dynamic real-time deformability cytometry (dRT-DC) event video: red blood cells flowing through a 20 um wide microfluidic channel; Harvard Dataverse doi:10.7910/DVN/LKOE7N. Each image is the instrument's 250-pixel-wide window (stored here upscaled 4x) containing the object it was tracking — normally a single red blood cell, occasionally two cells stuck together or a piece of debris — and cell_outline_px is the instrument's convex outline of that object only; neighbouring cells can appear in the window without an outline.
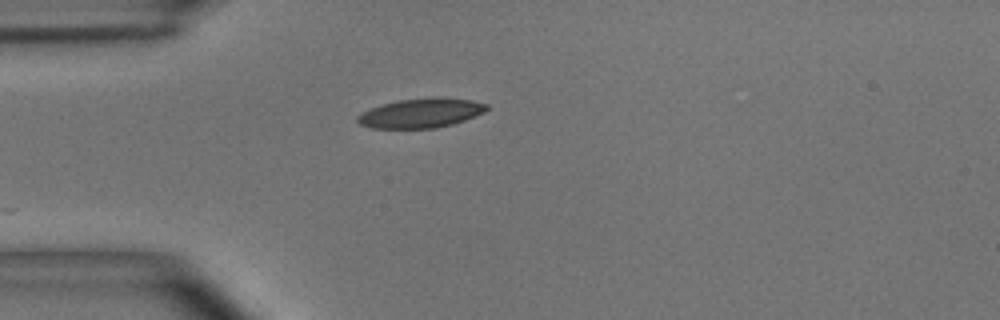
{"species": "common noctule bat (a hibernating species)", "species_latin": "Nyctalus noctula", "temperature_condition": "room temperature", "stored_images_in_passage": 9, "camera_frame_rate_fps": 3000, "um_per_image_px": 0.085, "animal": {"sex": "male", "body_mass_g": 15.6}, "frame": {"image": 1, "passage_image": 1, "time_ms": 0.0, "image_size_px": [1000, 320], "cell_outline_px": [[488, 108], [484, 112], [464, 120], [452, 124], [436, 128], [372, 128], [360, 124], [356, 120], [356, 116], [372, 108], [396, 100], [436, 96], [440, 96], [472, 100], [488, 104]], "centroid_in_image_um": [35.81, 9.59], "position_along_channel_um": 49.2, "area_um2": 22.2}}
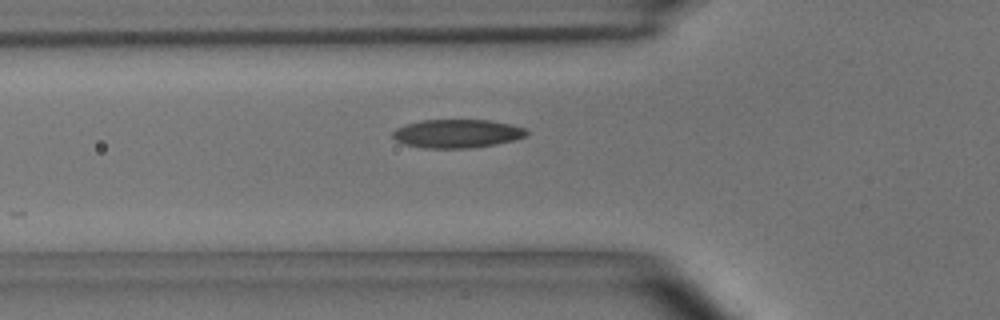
{"frame": {"image": 2, "passage_image": 5, "time_ms": 1.333, "image_size_px": [1000, 320], "cell_outline_px": [[528, 136], [496, 144], [472, 148], [424, 148], [404, 144], [396, 140], [392, 136], [392, 132], [396, 128], [404, 124], [424, 120], [492, 120], [512, 124], [524, 128], [528, 132]], "centroid_in_image_um": [38.85, 11.35], "position_along_channel_um": 86.9, "area_um2": 22.37}}